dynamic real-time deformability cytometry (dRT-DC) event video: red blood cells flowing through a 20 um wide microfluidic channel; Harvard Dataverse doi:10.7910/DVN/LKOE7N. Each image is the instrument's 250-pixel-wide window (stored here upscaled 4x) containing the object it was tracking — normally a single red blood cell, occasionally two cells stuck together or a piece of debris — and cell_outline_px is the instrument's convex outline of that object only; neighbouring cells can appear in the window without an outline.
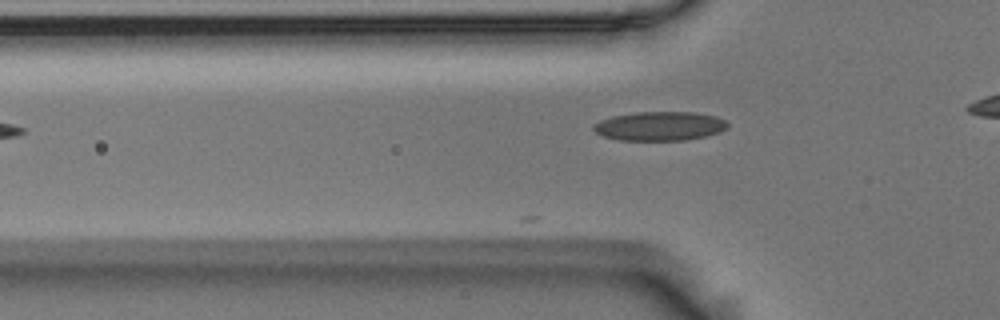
{"species": "Egyptian fruit bat (a non-hibernating species)", "species_latin": "Rousettus aegyptiacus", "temperature_condition": "room temperature", "stored_images_in_passage": 3, "camera_frame_rate_fps": 3000, "um_per_image_px": 0.085, "animal": {"sex": "male"}, "frame": {"image": 1, "passage_image": 3, "time_ms": 0.667, "image_size_px": [1000, 320], "cell_outline_px": [[728, 128], [720, 132], [704, 136], [684, 140], [620, 140], [604, 136], [596, 132], [592, 128], [600, 120], [612, 116], [636, 112], [696, 112], [716, 116], [724, 120], [728, 124]], "centroid_in_image_um": [56.1, 10.71], "position_along_channel_um": 69.7, "area_um2": 22.6}}